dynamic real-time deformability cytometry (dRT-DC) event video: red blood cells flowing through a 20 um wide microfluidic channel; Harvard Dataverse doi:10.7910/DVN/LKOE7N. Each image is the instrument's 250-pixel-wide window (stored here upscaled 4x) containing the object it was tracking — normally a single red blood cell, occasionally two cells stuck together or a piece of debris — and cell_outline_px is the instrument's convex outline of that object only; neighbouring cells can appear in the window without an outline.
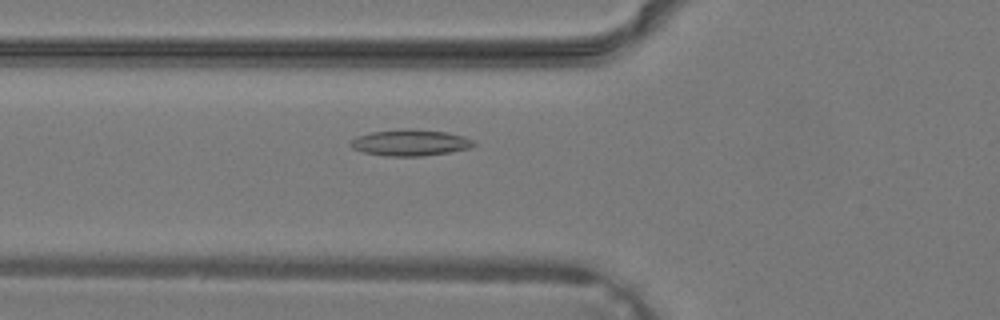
{"species": "common noctule bat (a hibernating species)", "species_latin": "Nyctalus noctula", "temperature_condition": "warm", "stored_images_in_passage": 40, "camera_frame_rate_fps": 3000, "um_per_image_px": 0.085, "animal": {"sex": "male", "body_mass_g": 19.2, "forearm_length_mm": 51.8}, "frame": {"image": 1, "passage_image": 16, "time_ms": 5.0, "image_size_px": [1000, 320], "cell_outline_px": [[476, 144], [468, 148], [448, 152], [424, 156], [384, 156], [364, 152], [352, 148], [348, 144], [348, 140], [356, 136], [372, 132], [404, 128], [412, 128], [444, 132], [464, 136], [472, 140]], "centroid_in_image_um": [34.8, 12.12], "position_along_channel_um": 91.0, "area_um2": 18.96}}
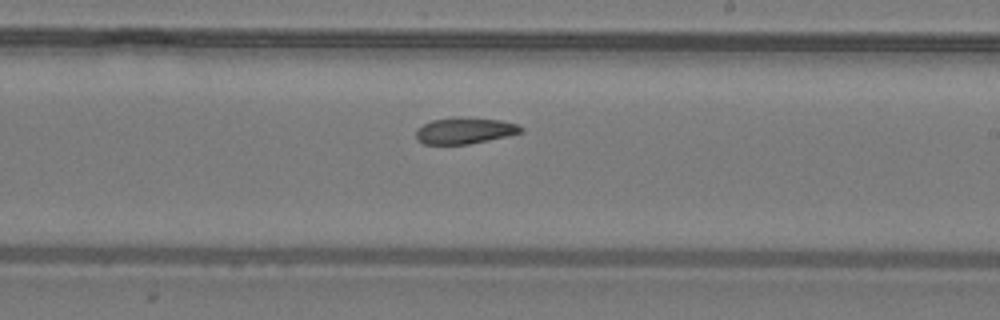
{"frame": {"image": 2, "passage_image": 25, "time_ms": 8.0, "image_size_px": [1000, 320], "cell_outline_px": [[524, 132], [508, 136], [468, 144], [424, 144], [416, 140], [416, 128], [432, 120], [452, 116], [464, 116], [500, 120], [516, 124], [524, 128]], "centroid_in_image_um": [39.49, 11.09], "position_along_channel_um": 249.5, "area_um2": 16.42}}
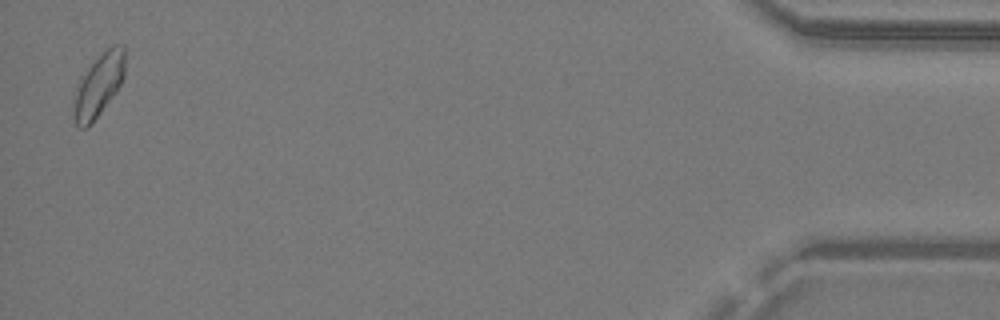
{"frame": {"image": 3, "passage_image": 40, "time_ms": 13.0, "image_size_px": [1000, 320], "cell_outline_px": [[124, 76], [120, 84], [112, 96], [100, 112], [84, 128], [80, 128], [76, 124], [72, 116], [72, 112], [76, 92], [80, 76], [112, 44], [124, 44]], "centroid_in_image_um": [8.37, 7.22], "position_along_channel_um": 426.8, "area_um2": 18.15}}